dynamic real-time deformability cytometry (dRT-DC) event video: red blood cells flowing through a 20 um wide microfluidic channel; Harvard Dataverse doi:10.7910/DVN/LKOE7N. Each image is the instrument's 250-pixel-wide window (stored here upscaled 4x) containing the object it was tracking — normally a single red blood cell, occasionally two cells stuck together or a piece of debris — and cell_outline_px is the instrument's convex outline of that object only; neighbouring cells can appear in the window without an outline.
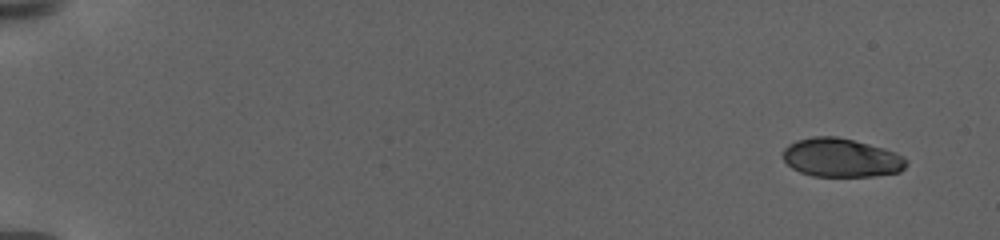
{"species": "human", "species_latin": "Homo sapiens", "temperature_condition": "warm", "stored_images_in_passage": 24, "camera_frame_rate_fps": 3000, "um_per_image_px": 0.085, "donor": {"sex": "female"}, "frame": {"image": 1, "passage_image": 1, "time_ms": 0.0, "image_size_px": [1000, 240], "cell_outline_px": [[908, 164], [900, 172], [876, 176], [812, 176], [800, 172], [792, 168], [780, 156], [780, 152], [788, 144], [796, 140], [812, 136], [836, 136], [884, 148], [896, 152], [904, 156], [908, 160]], "centroid_in_image_um": [71.49, 13.4], "position_along_channel_um": 13.5, "area_um2": 28.21}}
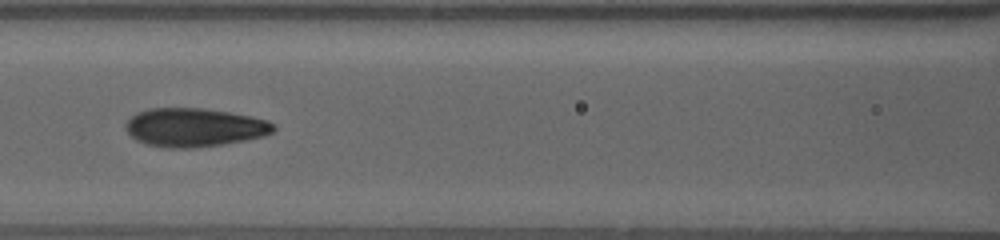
{"frame": {"image": 2, "passage_image": 20, "time_ms": 10.667, "image_size_px": [1000, 240], "cell_outline_px": [[276, 128], [272, 132], [264, 136], [224, 144], [192, 148], [168, 148], [148, 144], [136, 140], [124, 128], [124, 124], [136, 112], [148, 108], [200, 108], [228, 112], [252, 116], [268, 120], [276, 124]], "centroid_in_image_um": [16.52, 10.82], "position_along_channel_um": 150.1, "area_um2": 33.35}}
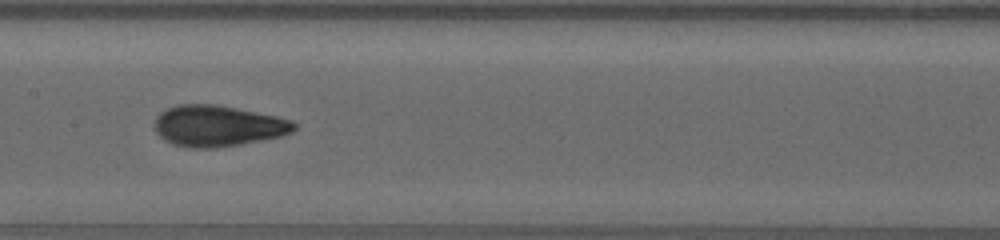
{"frame": {"image": 3, "passage_image": 23, "time_ms": 12.0, "image_size_px": [1000, 240], "cell_outline_px": [[296, 128], [292, 132], [280, 136], [240, 144], [212, 148], [188, 148], [172, 144], [164, 140], [156, 132], [156, 116], [160, 112], [168, 108], [180, 104], [212, 104], [276, 116], [292, 120], [296, 124]], "centroid_in_image_um": [18.5, 10.71], "position_along_channel_um": 188.9, "area_um2": 33.06}}